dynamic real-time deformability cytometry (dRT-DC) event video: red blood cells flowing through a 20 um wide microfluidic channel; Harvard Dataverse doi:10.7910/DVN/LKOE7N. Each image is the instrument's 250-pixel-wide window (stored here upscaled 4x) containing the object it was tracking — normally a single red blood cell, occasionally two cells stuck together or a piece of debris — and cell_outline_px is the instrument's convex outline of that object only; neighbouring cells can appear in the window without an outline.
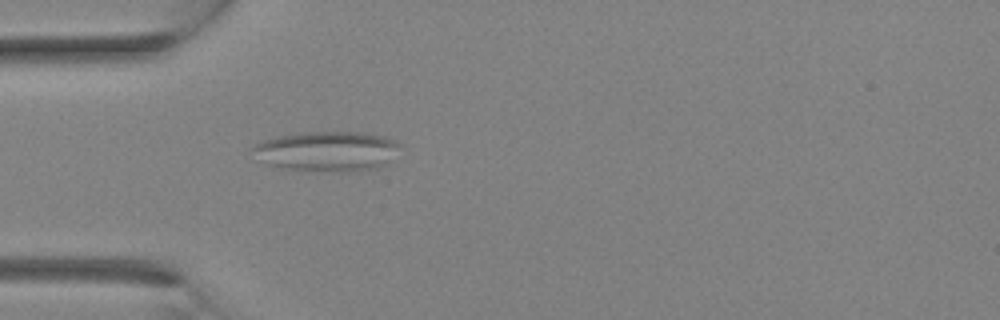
{"species": "Egyptian fruit bat (a non-hibernating species)", "species_latin": "Rousettus aegyptiacus", "temperature_condition": "room temperature", "stored_images_in_passage": 3, "camera_frame_rate_fps": 3000, "um_per_image_px": 0.085, "animal": {"sex": "female"}, "frame": {"image": 1, "passage_image": 3, "time_ms": 2.333, "image_size_px": [1000, 320], "cell_outline_px": [[400, 148], [388, 164], [376, 168], [344, 172], [340, 172], [284, 168], [268, 164], [252, 148], [256, 144], [264, 140], [276, 136], [300, 132], [364, 132], [384, 136], [396, 140], [400, 144]], "centroid_in_image_um": [27.9, 12.84], "position_along_channel_um": 57.1, "area_um2": 34.1}}